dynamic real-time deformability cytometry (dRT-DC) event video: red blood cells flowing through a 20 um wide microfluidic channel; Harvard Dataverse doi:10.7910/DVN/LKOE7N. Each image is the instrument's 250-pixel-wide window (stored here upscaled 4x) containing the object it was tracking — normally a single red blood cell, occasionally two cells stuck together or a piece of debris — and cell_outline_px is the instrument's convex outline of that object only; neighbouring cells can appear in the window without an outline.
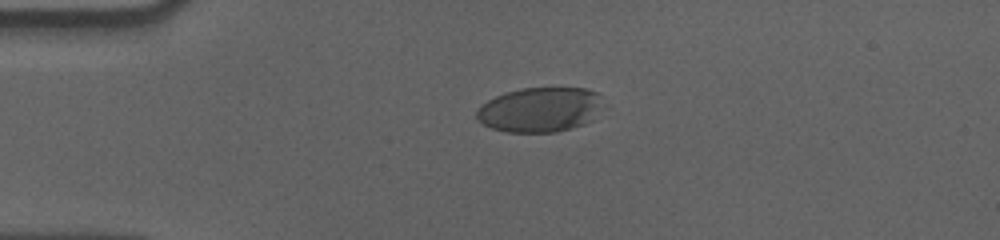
{"species": "human", "species_latin": "Homo sapiens", "temperature_condition": "cold", "stored_images_in_passage": 45, "camera_frame_rate_fps": 3000, "um_per_image_px": 0.085, "donor": {"sex": "male"}, "frame": {"image": 1, "passage_image": 1, "time_ms": 0.0, "image_size_px": [1000, 240], "cell_outline_px": [[596, 92], [592, 120], [584, 124], [556, 132], [504, 132], [492, 128], [476, 120], [476, 108], [488, 100], [504, 92], [520, 88], [584, 88]], "centroid_in_image_um": [45.72, 9.33], "position_along_channel_um": 39.3, "area_um2": 32.19}}
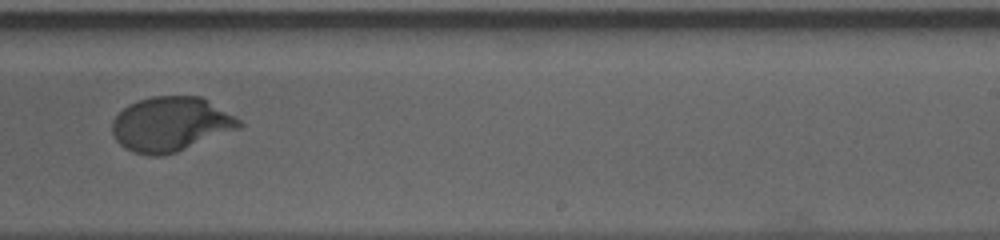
{"frame": {"image": 2, "passage_image": 24, "time_ms": 7.667, "image_size_px": [1000, 240], "cell_outline_px": [[244, 124], [240, 128], [176, 152], [160, 156], [148, 156], [132, 152], [124, 148], [116, 140], [112, 132], [112, 120], [128, 104], [152, 96], [200, 96], [240, 120]], "centroid_in_image_um": [14.48, 10.57], "position_along_channel_um": 274.5, "area_um2": 40.11}}
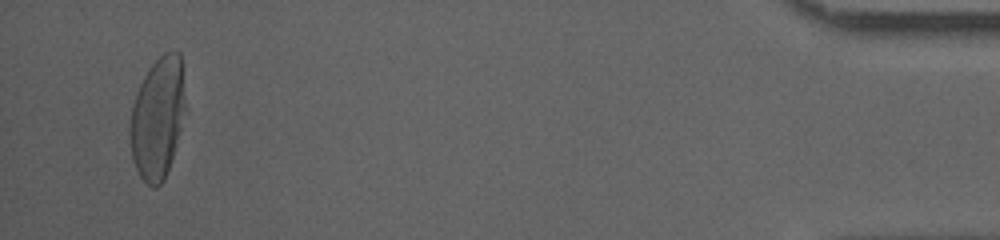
{"frame": {"image": 3, "passage_image": 43, "time_ms": 14.0, "image_size_px": [1000, 240], "cell_outline_px": [[188, 112], [164, 180], [156, 188], [152, 188], [140, 176], [136, 168], [132, 156], [128, 132], [128, 128], [132, 104], [136, 92], [148, 68], [164, 52], [180, 52], [188, 108]], "centroid_in_image_um": [13.43, 10.01], "position_along_channel_um": 421.8, "area_um2": 40.29}, "authors_computed_cell_mechanics": {"area_um2": 39.7664, "velocity_mm_per_s": 3.5385, "shape_relaxation_time_tau1_ms": 4.2354, "shape_relaxation_time_tau2_ms": null, "deformation_change_tau1": 0.1933, "deformation_change_tau2": null}}